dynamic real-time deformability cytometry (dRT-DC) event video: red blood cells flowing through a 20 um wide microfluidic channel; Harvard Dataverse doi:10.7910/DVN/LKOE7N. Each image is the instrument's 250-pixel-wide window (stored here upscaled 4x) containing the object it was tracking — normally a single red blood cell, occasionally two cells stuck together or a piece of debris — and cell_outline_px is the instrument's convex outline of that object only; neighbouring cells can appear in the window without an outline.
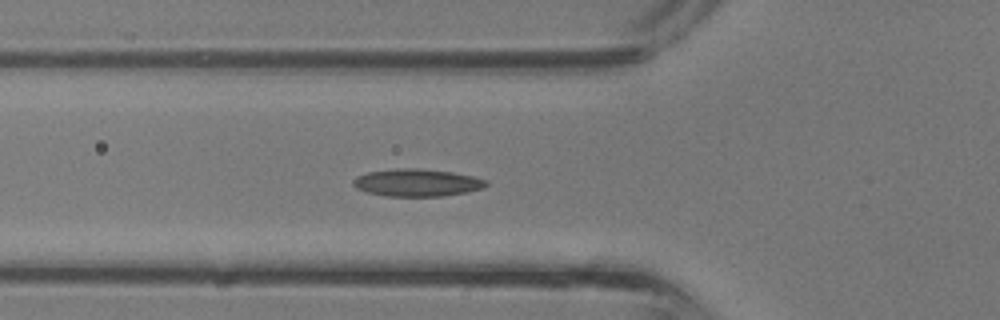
{"species": "common noctule bat (a hibernating species)", "species_latin": "Nyctalus noctula", "temperature_condition": "room temperature", "stored_images_in_passage": 29, "camera_frame_rate_fps": 3000, "um_per_image_px": 0.085, "animal": {"sex": "male", "body_mass_g": 13.3}, "frame": {"image": 1, "passage_image": 4, "time_ms": 1.0, "image_size_px": [1000, 320], "cell_outline_px": [[488, 184], [484, 188], [468, 192], [440, 196], [384, 196], [368, 192], [356, 188], [352, 184], [352, 180], [356, 176], [368, 172], [404, 168], [416, 168], [452, 172], [472, 176], [488, 180]], "centroid_in_image_um": [35.46, 15.53], "position_along_channel_um": 90.3, "area_um2": 21.21}}
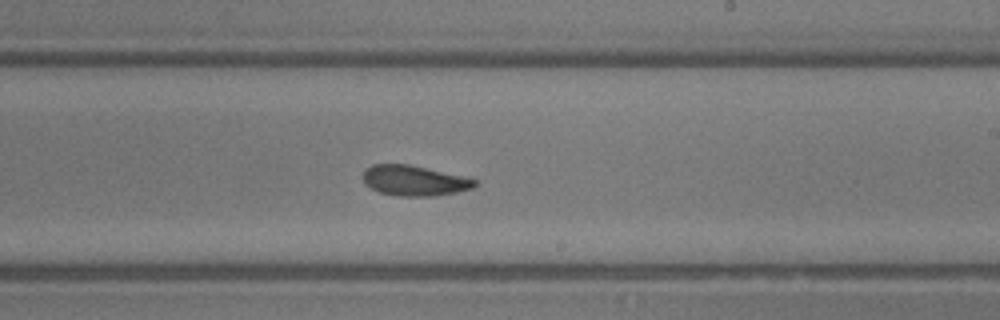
{"frame": {"image": 2, "passage_image": 13, "time_ms": 4.0, "image_size_px": [1000, 320], "cell_outline_px": [[476, 184], [472, 188], [456, 192], [436, 196], [396, 196], [380, 192], [372, 188], [364, 180], [364, 168], [372, 164], [408, 164], [460, 176], [476, 180]], "centroid_in_image_um": [35.18, 15.35], "position_along_channel_um": 253.8, "area_um2": 19.36}}
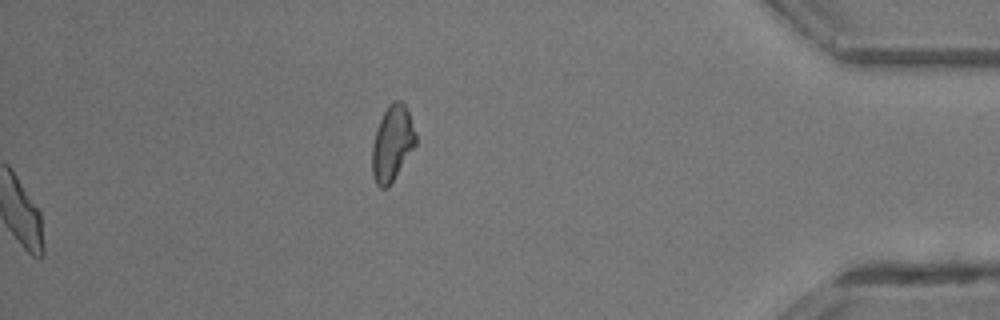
{"frame": {"image": 3, "passage_image": 29, "time_ms": 9.333, "image_size_px": [1000, 320], "cell_outline_px": [[416, 144], [388, 188], [380, 188], [376, 184], [372, 172], [372, 144], [380, 120], [388, 104], [392, 100], [400, 100], [404, 104], [408, 112], [416, 136]], "centroid_in_image_um": [33.32, 12.19], "position_along_channel_um": 401.9, "area_um2": 18.9}}